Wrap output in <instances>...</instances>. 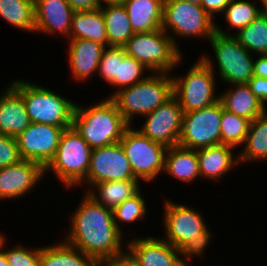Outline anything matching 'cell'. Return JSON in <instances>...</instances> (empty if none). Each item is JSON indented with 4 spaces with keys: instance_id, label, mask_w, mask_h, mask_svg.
Returning <instances> with one entry per match:
<instances>
[{
    "instance_id": "1",
    "label": "cell",
    "mask_w": 267,
    "mask_h": 266,
    "mask_svg": "<svg viewBox=\"0 0 267 266\" xmlns=\"http://www.w3.org/2000/svg\"><path fill=\"white\" fill-rule=\"evenodd\" d=\"M69 214L63 240L94 261L110 259L127 247V238L114 222L113 210L96 203L85 192Z\"/></svg>"
},
{
    "instance_id": "2",
    "label": "cell",
    "mask_w": 267,
    "mask_h": 266,
    "mask_svg": "<svg viewBox=\"0 0 267 266\" xmlns=\"http://www.w3.org/2000/svg\"><path fill=\"white\" fill-rule=\"evenodd\" d=\"M93 102L76 103L72 126L92 149L119 143L129 124L110 98Z\"/></svg>"
},
{
    "instance_id": "3",
    "label": "cell",
    "mask_w": 267,
    "mask_h": 266,
    "mask_svg": "<svg viewBox=\"0 0 267 266\" xmlns=\"http://www.w3.org/2000/svg\"><path fill=\"white\" fill-rule=\"evenodd\" d=\"M8 83L23 97L31 123L48 124L64 129L72 126L77 101L24 78L11 79Z\"/></svg>"
},
{
    "instance_id": "4",
    "label": "cell",
    "mask_w": 267,
    "mask_h": 266,
    "mask_svg": "<svg viewBox=\"0 0 267 266\" xmlns=\"http://www.w3.org/2000/svg\"><path fill=\"white\" fill-rule=\"evenodd\" d=\"M173 96L171 73H150L141 82L116 92L110 99L129 125L151 113ZM135 118V122H134Z\"/></svg>"
},
{
    "instance_id": "5",
    "label": "cell",
    "mask_w": 267,
    "mask_h": 266,
    "mask_svg": "<svg viewBox=\"0 0 267 266\" xmlns=\"http://www.w3.org/2000/svg\"><path fill=\"white\" fill-rule=\"evenodd\" d=\"M208 43L214 56L203 52L199 57L210 67L219 81L226 85L247 84L253 77L255 55L247 51L233 35L215 32Z\"/></svg>"
},
{
    "instance_id": "6",
    "label": "cell",
    "mask_w": 267,
    "mask_h": 266,
    "mask_svg": "<svg viewBox=\"0 0 267 266\" xmlns=\"http://www.w3.org/2000/svg\"><path fill=\"white\" fill-rule=\"evenodd\" d=\"M92 148L74 129H65L54 158L45 167V177L53 173L63 190L77 189L85 180L90 166Z\"/></svg>"
},
{
    "instance_id": "7",
    "label": "cell",
    "mask_w": 267,
    "mask_h": 266,
    "mask_svg": "<svg viewBox=\"0 0 267 266\" xmlns=\"http://www.w3.org/2000/svg\"><path fill=\"white\" fill-rule=\"evenodd\" d=\"M123 47L127 55L134 57L151 73L174 74L180 64L183 65L185 56L162 28L134 33Z\"/></svg>"
},
{
    "instance_id": "8",
    "label": "cell",
    "mask_w": 267,
    "mask_h": 266,
    "mask_svg": "<svg viewBox=\"0 0 267 266\" xmlns=\"http://www.w3.org/2000/svg\"><path fill=\"white\" fill-rule=\"evenodd\" d=\"M161 28L181 52L183 48L181 49L179 45L180 38L187 41L191 39L208 41L216 32L215 21L201 5L183 0H164Z\"/></svg>"
},
{
    "instance_id": "9",
    "label": "cell",
    "mask_w": 267,
    "mask_h": 266,
    "mask_svg": "<svg viewBox=\"0 0 267 266\" xmlns=\"http://www.w3.org/2000/svg\"><path fill=\"white\" fill-rule=\"evenodd\" d=\"M191 64L193 65L189 66L185 75L171 74L173 96L184 113L211 106L219 101L220 85H217V76L200 57Z\"/></svg>"
},
{
    "instance_id": "10",
    "label": "cell",
    "mask_w": 267,
    "mask_h": 266,
    "mask_svg": "<svg viewBox=\"0 0 267 266\" xmlns=\"http://www.w3.org/2000/svg\"><path fill=\"white\" fill-rule=\"evenodd\" d=\"M135 126V128H134ZM129 160L134 176L145 185L161 177L167 147L146 137L136 125H129L119 142Z\"/></svg>"
},
{
    "instance_id": "11",
    "label": "cell",
    "mask_w": 267,
    "mask_h": 266,
    "mask_svg": "<svg viewBox=\"0 0 267 266\" xmlns=\"http://www.w3.org/2000/svg\"><path fill=\"white\" fill-rule=\"evenodd\" d=\"M162 199L163 209L161 213L160 225L163 226L161 237L171 244L173 247L180 249L187 241L200 237V233L204 232L209 226L207 218H204L203 211L196 209L195 206L183 204L185 202H175L171 197ZM200 210V211H199ZM206 219V220H205Z\"/></svg>"
},
{
    "instance_id": "12",
    "label": "cell",
    "mask_w": 267,
    "mask_h": 266,
    "mask_svg": "<svg viewBox=\"0 0 267 266\" xmlns=\"http://www.w3.org/2000/svg\"><path fill=\"white\" fill-rule=\"evenodd\" d=\"M222 104H215L183 115L178 144L197 150L221 144Z\"/></svg>"
},
{
    "instance_id": "13",
    "label": "cell",
    "mask_w": 267,
    "mask_h": 266,
    "mask_svg": "<svg viewBox=\"0 0 267 266\" xmlns=\"http://www.w3.org/2000/svg\"><path fill=\"white\" fill-rule=\"evenodd\" d=\"M120 180L138 179L132 172L121 144L115 143L92 149L87 177L78 187H85L83 189L86 193L96 183Z\"/></svg>"
},
{
    "instance_id": "14",
    "label": "cell",
    "mask_w": 267,
    "mask_h": 266,
    "mask_svg": "<svg viewBox=\"0 0 267 266\" xmlns=\"http://www.w3.org/2000/svg\"><path fill=\"white\" fill-rule=\"evenodd\" d=\"M183 115L178 100L172 96L151 113L144 115L142 125L137 129L154 142L169 148L178 145Z\"/></svg>"
},
{
    "instance_id": "15",
    "label": "cell",
    "mask_w": 267,
    "mask_h": 266,
    "mask_svg": "<svg viewBox=\"0 0 267 266\" xmlns=\"http://www.w3.org/2000/svg\"><path fill=\"white\" fill-rule=\"evenodd\" d=\"M64 130L53 125L31 123L16 137L22 160L38 162L45 168L54 158Z\"/></svg>"
},
{
    "instance_id": "16",
    "label": "cell",
    "mask_w": 267,
    "mask_h": 266,
    "mask_svg": "<svg viewBox=\"0 0 267 266\" xmlns=\"http://www.w3.org/2000/svg\"><path fill=\"white\" fill-rule=\"evenodd\" d=\"M45 179V168L38 162L21 160L0 169V202L26 198ZM34 190V191H32Z\"/></svg>"
},
{
    "instance_id": "17",
    "label": "cell",
    "mask_w": 267,
    "mask_h": 266,
    "mask_svg": "<svg viewBox=\"0 0 267 266\" xmlns=\"http://www.w3.org/2000/svg\"><path fill=\"white\" fill-rule=\"evenodd\" d=\"M133 235L127 239L126 249L136 259L138 266H183L179 249L162 237L149 233L146 236H139L138 233Z\"/></svg>"
},
{
    "instance_id": "18",
    "label": "cell",
    "mask_w": 267,
    "mask_h": 266,
    "mask_svg": "<svg viewBox=\"0 0 267 266\" xmlns=\"http://www.w3.org/2000/svg\"><path fill=\"white\" fill-rule=\"evenodd\" d=\"M35 33L69 39L75 12L67 0H34Z\"/></svg>"
},
{
    "instance_id": "19",
    "label": "cell",
    "mask_w": 267,
    "mask_h": 266,
    "mask_svg": "<svg viewBox=\"0 0 267 266\" xmlns=\"http://www.w3.org/2000/svg\"><path fill=\"white\" fill-rule=\"evenodd\" d=\"M65 42H68L66 59L71 79L78 84L92 81L91 78L97 75L99 62L106 47L87 39H67Z\"/></svg>"
},
{
    "instance_id": "20",
    "label": "cell",
    "mask_w": 267,
    "mask_h": 266,
    "mask_svg": "<svg viewBox=\"0 0 267 266\" xmlns=\"http://www.w3.org/2000/svg\"><path fill=\"white\" fill-rule=\"evenodd\" d=\"M236 148L217 144L209 147L197 149L199 162L200 178L209 182H222L225 175L234 171L236 167H241L239 163V154L235 153Z\"/></svg>"
},
{
    "instance_id": "21",
    "label": "cell",
    "mask_w": 267,
    "mask_h": 266,
    "mask_svg": "<svg viewBox=\"0 0 267 266\" xmlns=\"http://www.w3.org/2000/svg\"><path fill=\"white\" fill-rule=\"evenodd\" d=\"M0 92V134L17 137L30 124L23 97L9 84Z\"/></svg>"
},
{
    "instance_id": "22",
    "label": "cell",
    "mask_w": 267,
    "mask_h": 266,
    "mask_svg": "<svg viewBox=\"0 0 267 266\" xmlns=\"http://www.w3.org/2000/svg\"><path fill=\"white\" fill-rule=\"evenodd\" d=\"M219 101L224 110L251 122L267 110L247 84L226 85L223 92H219Z\"/></svg>"
},
{
    "instance_id": "23",
    "label": "cell",
    "mask_w": 267,
    "mask_h": 266,
    "mask_svg": "<svg viewBox=\"0 0 267 266\" xmlns=\"http://www.w3.org/2000/svg\"><path fill=\"white\" fill-rule=\"evenodd\" d=\"M163 176L167 175L185 184H193L200 179L197 151L174 145L167 148Z\"/></svg>"
},
{
    "instance_id": "24",
    "label": "cell",
    "mask_w": 267,
    "mask_h": 266,
    "mask_svg": "<svg viewBox=\"0 0 267 266\" xmlns=\"http://www.w3.org/2000/svg\"><path fill=\"white\" fill-rule=\"evenodd\" d=\"M144 185L139 180L103 181L94 184L86 194L96 203L114 210L125 200L136 195ZM141 187V188H140Z\"/></svg>"
},
{
    "instance_id": "25",
    "label": "cell",
    "mask_w": 267,
    "mask_h": 266,
    "mask_svg": "<svg viewBox=\"0 0 267 266\" xmlns=\"http://www.w3.org/2000/svg\"><path fill=\"white\" fill-rule=\"evenodd\" d=\"M164 0H126L123 3L134 33L161 28Z\"/></svg>"
},
{
    "instance_id": "26",
    "label": "cell",
    "mask_w": 267,
    "mask_h": 266,
    "mask_svg": "<svg viewBox=\"0 0 267 266\" xmlns=\"http://www.w3.org/2000/svg\"><path fill=\"white\" fill-rule=\"evenodd\" d=\"M237 150L241 166L267 162V110L250 123L245 143Z\"/></svg>"
},
{
    "instance_id": "27",
    "label": "cell",
    "mask_w": 267,
    "mask_h": 266,
    "mask_svg": "<svg viewBox=\"0 0 267 266\" xmlns=\"http://www.w3.org/2000/svg\"><path fill=\"white\" fill-rule=\"evenodd\" d=\"M258 3L255 0L253 2L252 0H231L221 14L226 26L221 27V24L219 25L215 21L216 32L222 35H234L240 29L251 24L261 15L260 4Z\"/></svg>"
},
{
    "instance_id": "28",
    "label": "cell",
    "mask_w": 267,
    "mask_h": 266,
    "mask_svg": "<svg viewBox=\"0 0 267 266\" xmlns=\"http://www.w3.org/2000/svg\"><path fill=\"white\" fill-rule=\"evenodd\" d=\"M69 39H87L108 47L105 19L100 9L75 11L72 16Z\"/></svg>"
},
{
    "instance_id": "29",
    "label": "cell",
    "mask_w": 267,
    "mask_h": 266,
    "mask_svg": "<svg viewBox=\"0 0 267 266\" xmlns=\"http://www.w3.org/2000/svg\"><path fill=\"white\" fill-rule=\"evenodd\" d=\"M41 245L39 266H95V261L63 239Z\"/></svg>"
},
{
    "instance_id": "30",
    "label": "cell",
    "mask_w": 267,
    "mask_h": 266,
    "mask_svg": "<svg viewBox=\"0 0 267 266\" xmlns=\"http://www.w3.org/2000/svg\"><path fill=\"white\" fill-rule=\"evenodd\" d=\"M100 10L105 19L108 47H123L134 34L123 4L103 5Z\"/></svg>"
},
{
    "instance_id": "31",
    "label": "cell",
    "mask_w": 267,
    "mask_h": 266,
    "mask_svg": "<svg viewBox=\"0 0 267 266\" xmlns=\"http://www.w3.org/2000/svg\"><path fill=\"white\" fill-rule=\"evenodd\" d=\"M151 72L134 57L126 54L124 47H117L116 78L109 85L113 91L104 98H111L116 92L135 85L145 79ZM115 88V89H114Z\"/></svg>"
},
{
    "instance_id": "32",
    "label": "cell",
    "mask_w": 267,
    "mask_h": 266,
    "mask_svg": "<svg viewBox=\"0 0 267 266\" xmlns=\"http://www.w3.org/2000/svg\"><path fill=\"white\" fill-rule=\"evenodd\" d=\"M0 17L15 29L35 33L34 0H0Z\"/></svg>"
},
{
    "instance_id": "33",
    "label": "cell",
    "mask_w": 267,
    "mask_h": 266,
    "mask_svg": "<svg viewBox=\"0 0 267 266\" xmlns=\"http://www.w3.org/2000/svg\"><path fill=\"white\" fill-rule=\"evenodd\" d=\"M141 189L132 198L125 200L113 210L114 222L117 228L125 235V226L149 220L148 203ZM144 194V195H143ZM148 217V219H147ZM123 223V224H122ZM123 225V226H122ZM125 225V226H124Z\"/></svg>"
},
{
    "instance_id": "34",
    "label": "cell",
    "mask_w": 267,
    "mask_h": 266,
    "mask_svg": "<svg viewBox=\"0 0 267 266\" xmlns=\"http://www.w3.org/2000/svg\"><path fill=\"white\" fill-rule=\"evenodd\" d=\"M233 36L251 54L267 55V15H259Z\"/></svg>"
},
{
    "instance_id": "35",
    "label": "cell",
    "mask_w": 267,
    "mask_h": 266,
    "mask_svg": "<svg viewBox=\"0 0 267 266\" xmlns=\"http://www.w3.org/2000/svg\"><path fill=\"white\" fill-rule=\"evenodd\" d=\"M251 121L228 112L222 106L221 144L238 148L244 145Z\"/></svg>"
},
{
    "instance_id": "36",
    "label": "cell",
    "mask_w": 267,
    "mask_h": 266,
    "mask_svg": "<svg viewBox=\"0 0 267 266\" xmlns=\"http://www.w3.org/2000/svg\"><path fill=\"white\" fill-rule=\"evenodd\" d=\"M7 236L0 231V248L5 252L8 264L10 266H39L41 256V245L38 247L24 244H14L8 247Z\"/></svg>"
},
{
    "instance_id": "37",
    "label": "cell",
    "mask_w": 267,
    "mask_h": 266,
    "mask_svg": "<svg viewBox=\"0 0 267 266\" xmlns=\"http://www.w3.org/2000/svg\"><path fill=\"white\" fill-rule=\"evenodd\" d=\"M208 227L204 232L200 233V237H196L187 241L180 249V257L183 266H193L194 264H189L191 259L196 258H207L204 257L206 255V250L212 241V237L215 236L213 231H210ZM196 257V258H195ZM188 260V261H187Z\"/></svg>"
},
{
    "instance_id": "38",
    "label": "cell",
    "mask_w": 267,
    "mask_h": 266,
    "mask_svg": "<svg viewBox=\"0 0 267 266\" xmlns=\"http://www.w3.org/2000/svg\"><path fill=\"white\" fill-rule=\"evenodd\" d=\"M116 68L117 47H106L99 62L97 78L101 77L99 80L102 79V81H104L106 85H110L116 78Z\"/></svg>"
},
{
    "instance_id": "39",
    "label": "cell",
    "mask_w": 267,
    "mask_h": 266,
    "mask_svg": "<svg viewBox=\"0 0 267 266\" xmlns=\"http://www.w3.org/2000/svg\"><path fill=\"white\" fill-rule=\"evenodd\" d=\"M21 160L16 137L0 134V169Z\"/></svg>"
},
{
    "instance_id": "40",
    "label": "cell",
    "mask_w": 267,
    "mask_h": 266,
    "mask_svg": "<svg viewBox=\"0 0 267 266\" xmlns=\"http://www.w3.org/2000/svg\"><path fill=\"white\" fill-rule=\"evenodd\" d=\"M95 266H138L136 259L126 249L122 253L115 255L110 259L95 261Z\"/></svg>"
},
{
    "instance_id": "41",
    "label": "cell",
    "mask_w": 267,
    "mask_h": 266,
    "mask_svg": "<svg viewBox=\"0 0 267 266\" xmlns=\"http://www.w3.org/2000/svg\"><path fill=\"white\" fill-rule=\"evenodd\" d=\"M251 92L267 109V79L253 76L247 83Z\"/></svg>"
},
{
    "instance_id": "42",
    "label": "cell",
    "mask_w": 267,
    "mask_h": 266,
    "mask_svg": "<svg viewBox=\"0 0 267 266\" xmlns=\"http://www.w3.org/2000/svg\"><path fill=\"white\" fill-rule=\"evenodd\" d=\"M231 0H202L201 7L215 21L217 16H221Z\"/></svg>"
},
{
    "instance_id": "43",
    "label": "cell",
    "mask_w": 267,
    "mask_h": 266,
    "mask_svg": "<svg viewBox=\"0 0 267 266\" xmlns=\"http://www.w3.org/2000/svg\"><path fill=\"white\" fill-rule=\"evenodd\" d=\"M74 11H95L100 9L98 0H67Z\"/></svg>"
},
{
    "instance_id": "44",
    "label": "cell",
    "mask_w": 267,
    "mask_h": 266,
    "mask_svg": "<svg viewBox=\"0 0 267 266\" xmlns=\"http://www.w3.org/2000/svg\"><path fill=\"white\" fill-rule=\"evenodd\" d=\"M253 76L267 79V55H255L253 62Z\"/></svg>"
},
{
    "instance_id": "45",
    "label": "cell",
    "mask_w": 267,
    "mask_h": 266,
    "mask_svg": "<svg viewBox=\"0 0 267 266\" xmlns=\"http://www.w3.org/2000/svg\"><path fill=\"white\" fill-rule=\"evenodd\" d=\"M126 0H98L101 6L123 4Z\"/></svg>"
},
{
    "instance_id": "46",
    "label": "cell",
    "mask_w": 267,
    "mask_h": 266,
    "mask_svg": "<svg viewBox=\"0 0 267 266\" xmlns=\"http://www.w3.org/2000/svg\"><path fill=\"white\" fill-rule=\"evenodd\" d=\"M0 266H10L8 264L5 252L0 248Z\"/></svg>"
},
{
    "instance_id": "47",
    "label": "cell",
    "mask_w": 267,
    "mask_h": 266,
    "mask_svg": "<svg viewBox=\"0 0 267 266\" xmlns=\"http://www.w3.org/2000/svg\"><path fill=\"white\" fill-rule=\"evenodd\" d=\"M259 1V4L261 3L260 9H261V14L267 15V0H257Z\"/></svg>"
},
{
    "instance_id": "48",
    "label": "cell",
    "mask_w": 267,
    "mask_h": 266,
    "mask_svg": "<svg viewBox=\"0 0 267 266\" xmlns=\"http://www.w3.org/2000/svg\"><path fill=\"white\" fill-rule=\"evenodd\" d=\"M194 5H200L202 0H183Z\"/></svg>"
},
{
    "instance_id": "49",
    "label": "cell",
    "mask_w": 267,
    "mask_h": 266,
    "mask_svg": "<svg viewBox=\"0 0 267 266\" xmlns=\"http://www.w3.org/2000/svg\"><path fill=\"white\" fill-rule=\"evenodd\" d=\"M208 266H210V265H208ZM211 266H229V265H227V264H226V265H225V264H221V265H220V264L217 263V265L214 264V265H211ZM230 266H231V265H230Z\"/></svg>"
}]
</instances>
